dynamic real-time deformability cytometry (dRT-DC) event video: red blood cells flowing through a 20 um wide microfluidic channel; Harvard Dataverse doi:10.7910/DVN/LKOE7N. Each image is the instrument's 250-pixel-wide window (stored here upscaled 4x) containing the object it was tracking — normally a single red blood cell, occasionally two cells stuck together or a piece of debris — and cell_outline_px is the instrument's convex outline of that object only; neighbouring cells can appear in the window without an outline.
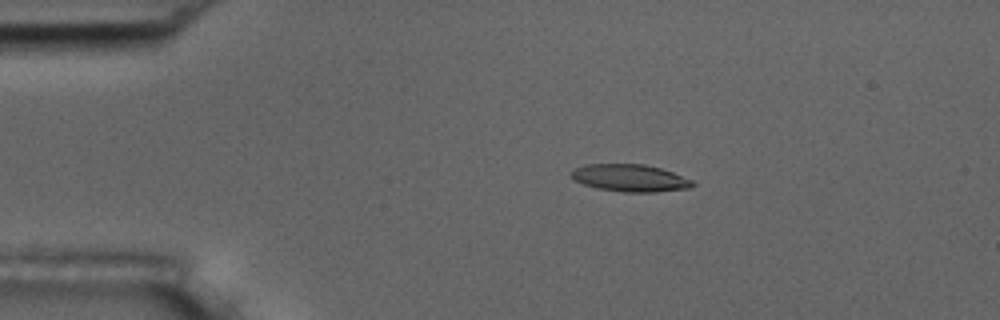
{"species": "common noctule bat (a hibernating species)", "species_latin": "Nyctalus noctula", "temperature_condition": "room temperature", "stored_images_in_passage": 6, "camera_frame_rate_fps": 3000, "um_per_image_px": 0.085, "animal": {"sex": "male", "body_mass_g": 17.5, "forearm_length_mm": 52.3}, "frame": {"image": 1, "passage_image": 2, "time_ms": 2.0, "image_size_px": [1000, 320], "cell_outline_px": [[696, 184], [688, 188], [656, 192], [624, 192], [600, 188], [584, 184], [572, 180], [572, 172], [576, 168], [584, 164], [644, 164], [660, 168], [672, 172], [692, 180]], "centroid_in_image_um": [53.56, 15.12], "position_along_channel_um": 31.4, "area_um2": 19.07}}
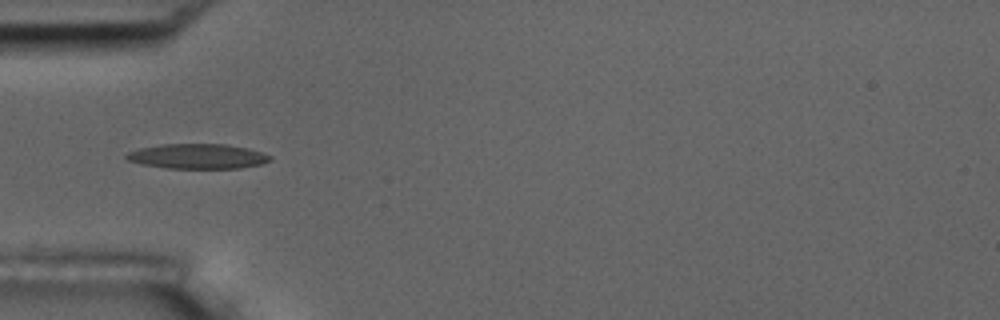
{"frame": {"image": 2, "passage_image": 4, "time_ms": 4.333, "image_size_px": [1000, 320], "cell_outline_px": [[272, 160], [260, 164], [240, 168], [164, 168], [140, 164], [128, 160], [124, 156], [128, 152], [140, 148], [160, 144], [224, 144], [248, 148], [272, 156]], "centroid_in_image_um": [16.77, 13.28], "position_along_channel_um": 68.2, "area_um2": 20.87}}